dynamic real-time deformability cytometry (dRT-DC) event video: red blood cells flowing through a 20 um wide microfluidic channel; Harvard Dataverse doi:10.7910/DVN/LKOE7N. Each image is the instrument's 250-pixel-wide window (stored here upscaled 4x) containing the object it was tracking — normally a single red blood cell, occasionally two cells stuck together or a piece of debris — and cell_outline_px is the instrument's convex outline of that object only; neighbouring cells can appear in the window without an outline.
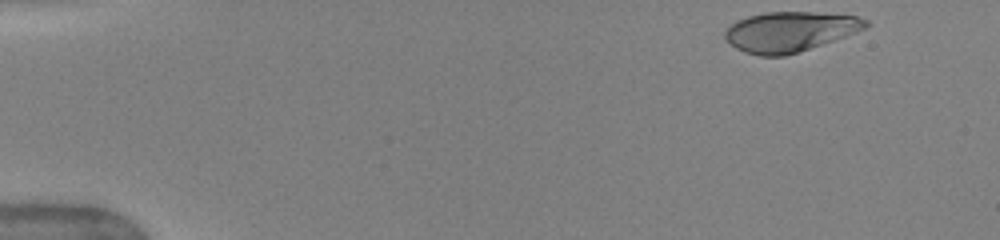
{"species": "human", "species_latin": "Homo sapiens", "temperature_condition": "warm", "stored_images_in_passage": 46, "camera_frame_rate_fps": 3000, "um_per_image_px": 0.085, "donor": {"sex": "female"}, "frame": {"image": 1, "passage_image": 1, "time_ms": 0.0, "image_size_px": [1000, 240], "cell_outline_px": [[868, 24], [864, 28], [856, 32], [784, 56], [760, 56], [744, 52], [736, 48], [724, 36], [724, 32], [732, 24], [748, 16], [768, 12], [816, 12], [856, 16], [868, 20]], "centroid_in_image_um": [67.12, 2.68], "position_along_channel_um": 17.9, "area_um2": 32.14}}
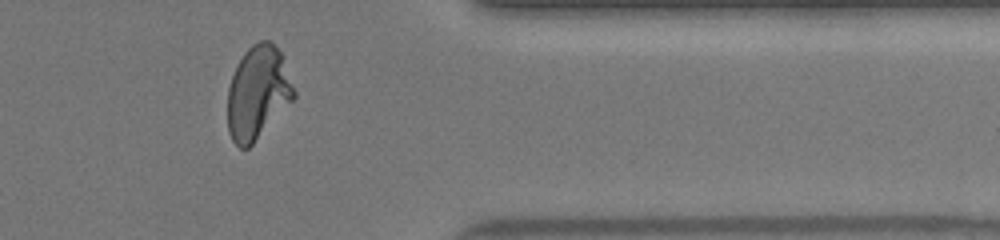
{"frame": {"image": 2, "passage_image": 38, "time_ms": 12.333, "image_size_px": [1000, 240], "cell_outline_px": [[296, 96], [252, 144], [248, 148], [240, 148], [232, 140], [228, 132], [228, 88], [232, 76], [244, 52], [252, 44], [260, 40], [272, 40], [284, 56], [296, 92]], "centroid_in_image_um": [21.93, 7.84], "position_along_channel_um": 389.5, "area_um2": 36.01}}
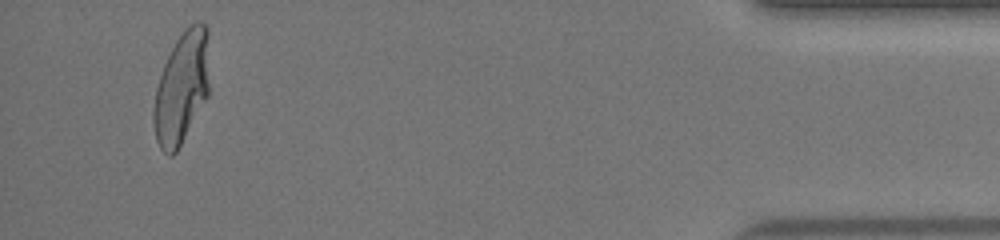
{"frame": {"image": 3, "passage_image": 44, "time_ms": 14.333, "image_size_px": [1000, 240], "cell_outline_px": [[208, 96], [176, 152], [172, 156], [168, 156], [160, 148], [156, 140], [152, 120], [152, 112], [156, 88], [164, 64], [176, 40], [184, 28], [196, 20], [200, 20], [208, 28]], "centroid_in_image_um": [15.43, 7.45], "position_along_channel_um": 419.8, "area_um2": 36.53}}